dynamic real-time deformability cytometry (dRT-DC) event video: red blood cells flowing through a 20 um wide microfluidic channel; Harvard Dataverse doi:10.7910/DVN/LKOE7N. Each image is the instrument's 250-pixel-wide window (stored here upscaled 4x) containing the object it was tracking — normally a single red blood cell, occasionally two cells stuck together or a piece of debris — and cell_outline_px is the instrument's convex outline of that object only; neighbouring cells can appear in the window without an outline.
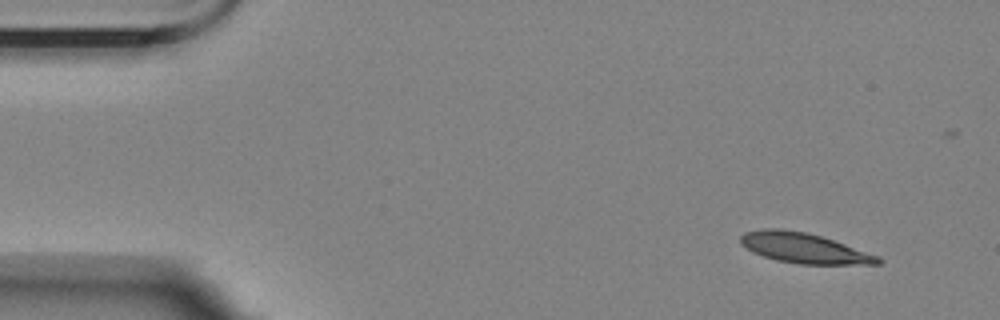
{"species": "Egyptian fruit bat (a non-hibernating species)", "species_latin": "Rousettus aegyptiacus", "temperature_condition": "room temperature", "stored_images_in_passage": 5, "segment_of_instrument_passage": [1, 2], "camera_frame_rate_fps": 3000, "um_per_image_px": 0.085, "animal": {"sex": "female"}, "frame": {"image": 1, "passage_image": 1, "time_ms": 0.0, "image_size_px": [1000, 320], "cell_outline_px": [[884, 260], [880, 264], [800, 264], [776, 260], [752, 252], [740, 244], [740, 236], [744, 232], [764, 228], [780, 228], [808, 232], [880, 256]], "centroid_in_image_um": [68.32, 21.08], "position_along_channel_um": 16.7, "area_um2": 24.22}}